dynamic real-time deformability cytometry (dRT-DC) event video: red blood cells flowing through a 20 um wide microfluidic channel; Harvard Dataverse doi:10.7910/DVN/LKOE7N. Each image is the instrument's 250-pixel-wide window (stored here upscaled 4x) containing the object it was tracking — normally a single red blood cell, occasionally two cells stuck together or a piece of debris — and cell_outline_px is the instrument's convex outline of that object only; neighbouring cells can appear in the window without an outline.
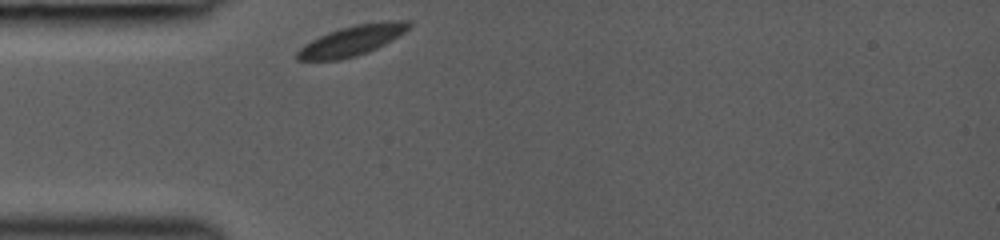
{"species": "common noctule bat (a hibernating species)", "species_latin": "Nyctalus noctula", "temperature_condition": "room temperature", "stored_images_in_passage": 11, "camera_frame_rate_fps": 3000, "um_per_image_px": 0.085, "animal": {"sex": "female", "body_mass_g": 19.0, "forearm_length_mm": 53.3}, "frame": {"image": 1, "passage_image": 1, "time_ms": 0.0, "image_size_px": [1000, 240], "cell_outline_px": [[412, 24], [404, 32], [392, 40], [368, 52], [356, 56], [340, 60], [296, 60], [296, 52], [304, 44], [328, 32], [340, 28], [356, 24], [392, 20], [412, 20]], "centroid_in_image_um": [29.93, 3.44], "position_along_channel_um": 55.1, "area_um2": 19.59}}
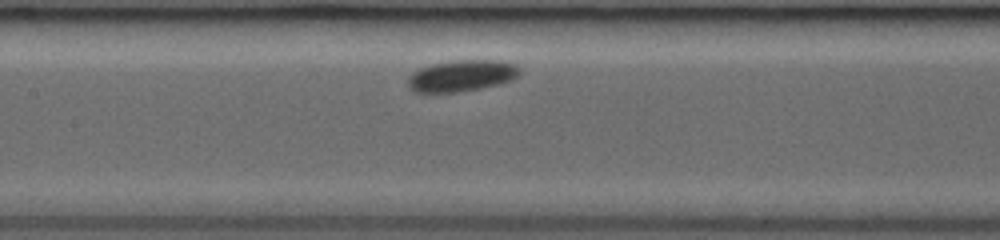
{"frame": {"image": 2, "passage_image": 7, "time_ms": 3.0, "image_size_px": [1000, 240], "cell_outline_px": [[520, 72], [512, 80], [480, 88], [456, 92], [412, 92], [408, 88], [408, 76], [412, 72], [420, 68], [432, 64], [456, 60], [500, 60], [516, 64], [520, 68]], "centroid_in_image_um": [39.22, 6.43], "position_along_channel_um": 168.2, "area_um2": 20.46}}
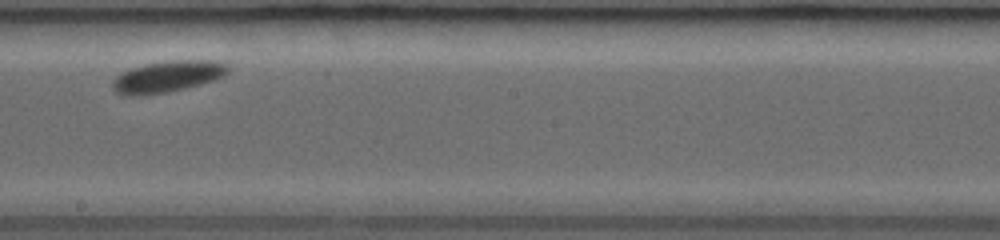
{"frame": {"image": 3, "passage_image": 10, "time_ms": 4.667, "image_size_px": [1000, 240], "cell_outline_px": [[228, 72], [224, 76], [200, 84], [168, 92], [136, 96], [128, 96], [116, 92], [112, 88], [112, 80], [116, 76], [132, 68], [148, 64], [168, 60], [216, 60], [228, 64]], "centroid_in_image_um": [14.24, 6.5], "position_along_channel_um": 234.0, "area_um2": 21.04}}